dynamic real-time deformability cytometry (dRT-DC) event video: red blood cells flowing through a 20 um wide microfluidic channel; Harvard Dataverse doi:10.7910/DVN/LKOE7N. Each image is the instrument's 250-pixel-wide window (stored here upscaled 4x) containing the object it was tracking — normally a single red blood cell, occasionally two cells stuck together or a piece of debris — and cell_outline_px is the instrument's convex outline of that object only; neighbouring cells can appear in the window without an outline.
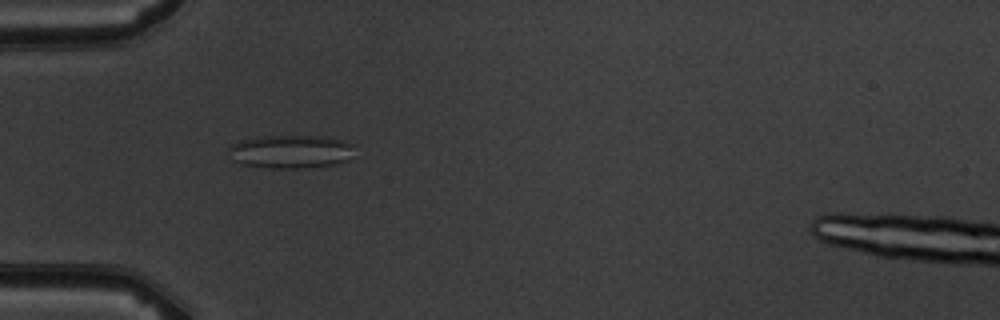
{"species": "common noctule bat (a hibernating species)", "species_latin": "Nyctalus noctula", "temperature_condition": "warm", "stored_images_in_passage": 2, "camera_frame_rate_fps": 3000, "um_per_image_px": 0.085, "animal": {"sex": "male", "body_mass_g": 19.5, "forearm_length_mm": 54.6}, "frame": {"image": 1, "passage_image": 1, "time_ms": 0.0, "image_size_px": [1000, 320], "cell_outline_px": [[352, 144], [348, 160], [336, 164], [304, 168], [272, 168], [240, 164], [232, 160], [228, 148], [232, 144], [240, 140], [256, 136], [328, 136]], "centroid_in_image_um": [24.65, 12.88], "position_along_channel_um": 60.4, "area_um2": 24.45}}
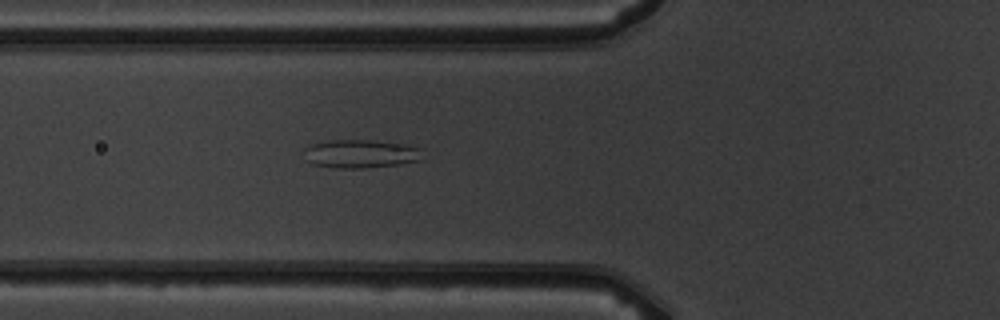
{"frame": {"image": 2, "passage_image": 2, "time_ms": 1.0, "image_size_px": [1000, 320], "cell_outline_px": [[420, 148], [416, 160], [400, 164], [364, 168], [336, 168], [312, 164], [308, 160], [304, 148], [312, 144], [328, 140], [368, 140], [404, 144]], "centroid_in_image_um": [30.57, 13.07], "position_along_channel_um": 95.2, "area_um2": 19.13}}